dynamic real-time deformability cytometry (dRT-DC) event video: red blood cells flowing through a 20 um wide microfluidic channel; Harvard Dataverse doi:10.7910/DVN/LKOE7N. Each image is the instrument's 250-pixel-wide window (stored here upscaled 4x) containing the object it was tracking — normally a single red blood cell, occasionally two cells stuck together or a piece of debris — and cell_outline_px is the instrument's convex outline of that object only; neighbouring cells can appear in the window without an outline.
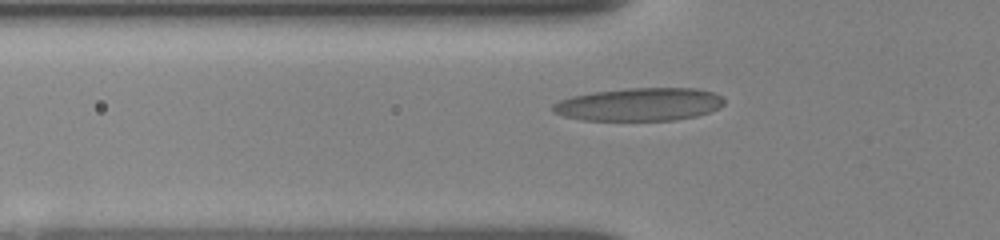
{"species": "human", "species_latin": "Homo sapiens", "temperature_condition": "room temperature", "stored_images_in_passage": 24, "camera_frame_rate_fps": 3000, "um_per_image_px": 0.085, "donor": {"sex": "female"}, "frame": {"image": 1, "passage_image": 3, "time_ms": 0.667, "image_size_px": [1000, 240], "cell_outline_px": [[724, 104], [720, 108], [696, 116], [676, 120], [580, 120], [564, 116], [552, 112], [552, 104], [560, 100], [572, 96], [592, 92], [628, 88], [696, 88], [712, 92], [724, 96]], "centroid_in_image_um": [54.35, 8.87], "position_along_channel_um": 71.4, "area_um2": 33.12}}
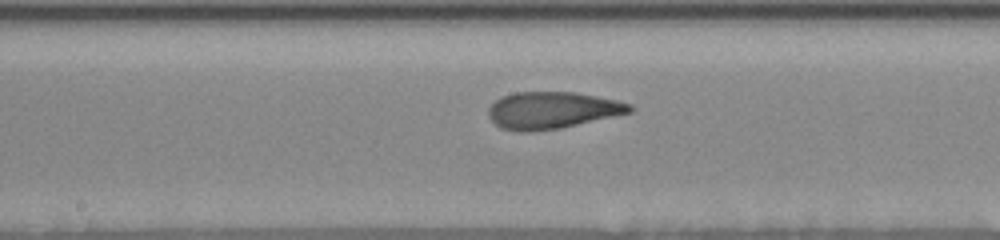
{"frame": {"image": 2, "passage_image": 11, "time_ms": 4.0, "image_size_px": [1000, 240], "cell_outline_px": [[636, 108], [632, 112], [560, 128], [532, 132], [520, 132], [500, 128], [488, 116], [488, 108], [496, 100], [504, 96], [516, 92], [576, 92], [616, 100], [632, 104]], "centroid_in_image_um": [46.94, 9.38], "position_along_channel_um": 201.3, "area_um2": 30.4}}
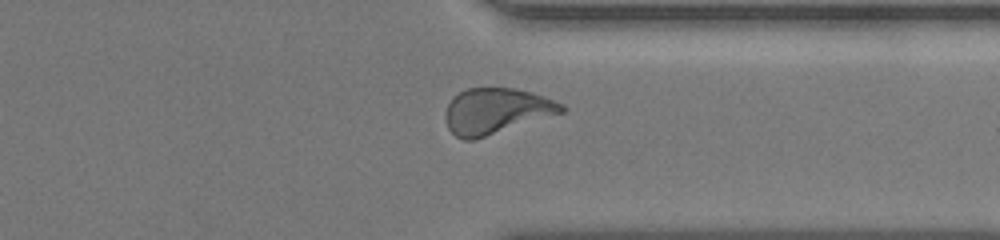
{"frame": {"image": 3, "passage_image": 21, "time_ms": 8.333, "image_size_px": [1000, 240], "cell_outline_px": [[568, 108], [564, 112], [476, 140], [464, 140], [456, 136], [448, 128], [444, 116], [448, 104], [460, 92], [468, 88], [512, 88], [532, 92], [544, 96], [564, 104]], "centroid_in_image_um": [42.2, 9.45], "position_along_channel_um": 369.2, "area_um2": 31.04}, "authors_computed_cell_mechanics": {"area_um2": 30.2294, "velocity_mm_per_s": 3.8777, "shape_relaxation_time_tau1_ms": 5.0614, "shape_relaxation_time_tau2_ms": 1.3493, "deformation_change_tau1": 0.1816, "deformation_change_tau2": 0.0876}}